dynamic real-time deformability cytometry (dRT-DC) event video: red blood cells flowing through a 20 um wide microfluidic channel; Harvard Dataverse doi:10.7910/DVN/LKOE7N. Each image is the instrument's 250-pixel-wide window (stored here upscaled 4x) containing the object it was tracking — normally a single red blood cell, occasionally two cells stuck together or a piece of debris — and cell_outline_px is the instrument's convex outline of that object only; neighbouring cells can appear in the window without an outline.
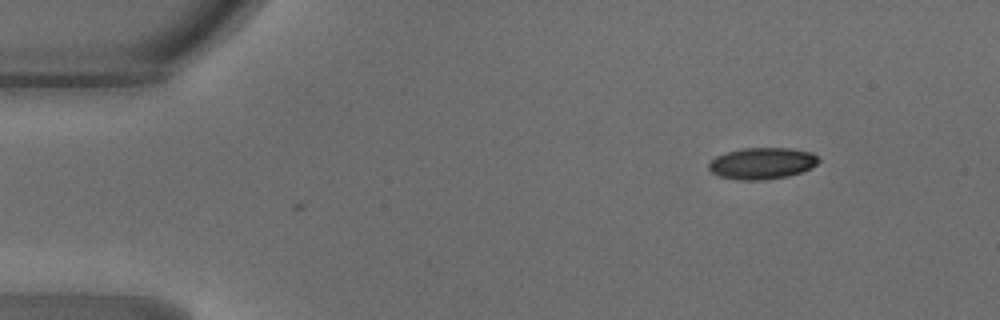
{"species": "common noctule bat (a hibernating species)", "species_latin": "Nyctalus noctula", "temperature_condition": "warm", "stored_images_in_passage": 4, "camera_frame_rate_fps": 3000, "um_per_image_px": 0.085, "animal": {"sex": "male", "body_mass_g": 18.8}, "frame": {"image": 1, "passage_image": 4, "time_ms": 1.0, "image_size_px": [1000, 320], "cell_outline_px": [[820, 160], [812, 168], [788, 176], [764, 180], [736, 180], [720, 176], [712, 172], [708, 168], [708, 164], [716, 156], [724, 152], [744, 148], [788, 148], [812, 152]], "centroid_in_image_um": [64.76, 13.88], "position_along_channel_um": 20.2, "area_um2": 20.23}}